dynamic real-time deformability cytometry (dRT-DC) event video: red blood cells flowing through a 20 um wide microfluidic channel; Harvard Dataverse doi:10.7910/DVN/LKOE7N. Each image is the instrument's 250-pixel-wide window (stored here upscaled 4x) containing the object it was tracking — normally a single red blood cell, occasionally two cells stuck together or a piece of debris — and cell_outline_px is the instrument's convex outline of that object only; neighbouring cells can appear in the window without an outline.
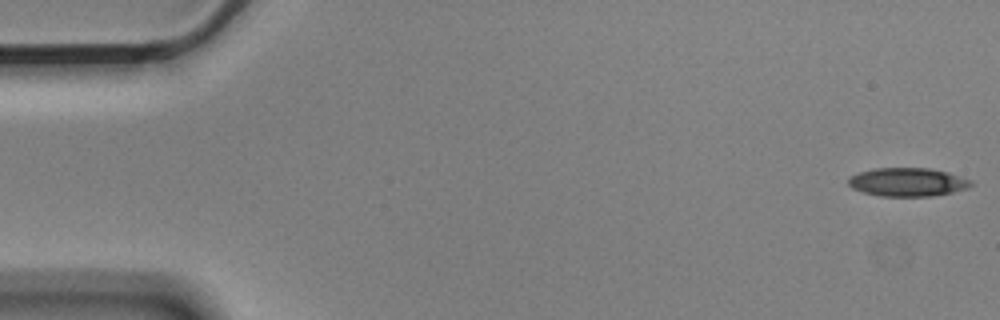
{"species": "Egyptian fruit bat (a non-hibernating species)", "species_latin": "Rousettus aegyptiacus", "temperature_condition": "cold", "stored_images_in_passage": 56, "camera_frame_rate_fps": 3000, "um_per_image_px": 0.085, "animal": {"sex": "male"}, "frame": {"image": 1, "passage_image": 1, "time_ms": 0.0, "image_size_px": [1000, 320], "cell_outline_px": [[972, 184], [968, 188], [952, 192], [932, 196], [880, 196], [864, 192], [852, 188], [848, 184], [848, 176], [860, 172], [876, 168], [928, 168], [948, 172], [972, 180]], "centroid_in_image_um": [77.14, 15.47], "position_along_channel_um": 7.9, "area_um2": 20.35}}
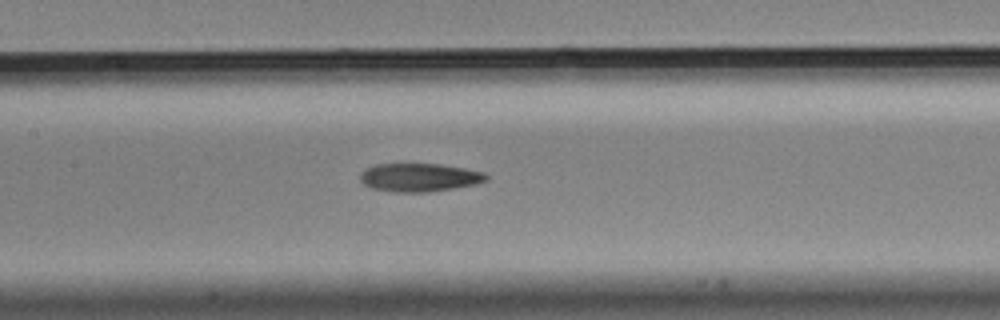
{"frame": {"image": 2, "passage_image": 26, "time_ms": 8.333, "image_size_px": [1000, 320], "cell_outline_px": [[488, 180], [476, 184], [428, 192], [396, 192], [372, 188], [364, 184], [360, 180], [360, 172], [364, 168], [376, 164], [440, 164], [464, 168], [484, 172], [488, 176]], "centroid_in_image_um": [35.63, 15.07], "position_along_channel_um": 171.8, "area_um2": 20.81}}
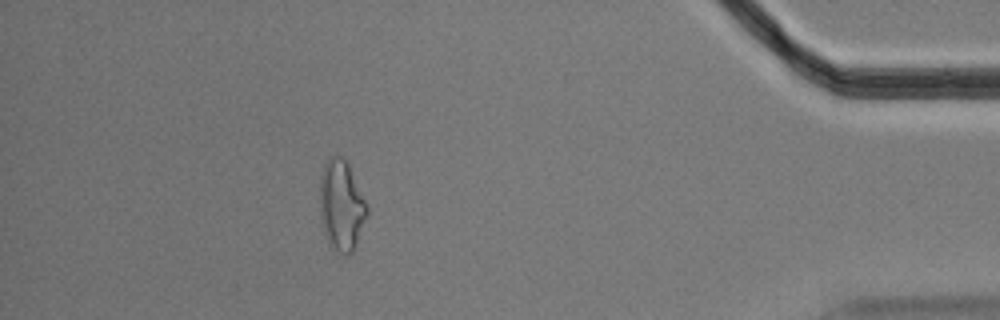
{"frame": {"image": 3, "passage_image": 50, "time_ms": 16.333, "image_size_px": [1000, 320], "cell_outline_px": [[368, 216], [356, 248], [352, 252], [340, 252], [328, 244], [324, 236], [320, 216], [320, 176], [324, 164], [328, 156], [340, 156], [348, 164], [368, 208]], "centroid_in_image_um": [29.01, 17.49], "position_along_channel_um": 406.2, "area_um2": 24.97}, "authors_computed_cell_mechanics": {"area_um2": 21.097, "velocity_mm_per_s": 3.5416, "shape_relaxation_time_tau1_ms": 6.3897, "shape_relaxation_time_tau2_ms": 4.6108, "deformation_change_tau1": 0.1905, "deformation_change_tau2": 0.1539}}